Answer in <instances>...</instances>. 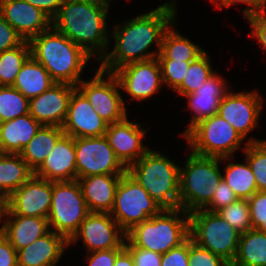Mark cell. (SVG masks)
I'll return each instance as SVG.
<instances>
[{"label": "cell", "mask_w": 266, "mask_h": 266, "mask_svg": "<svg viewBox=\"0 0 266 266\" xmlns=\"http://www.w3.org/2000/svg\"><path fill=\"white\" fill-rule=\"evenodd\" d=\"M175 4V0H170L148 13L114 26L110 35L115 44L101 59L99 68L113 73L126 64L156 58L160 53L165 31L176 20ZM153 44L157 47L155 52L149 51Z\"/></svg>", "instance_id": "1"}, {"label": "cell", "mask_w": 266, "mask_h": 266, "mask_svg": "<svg viewBox=\"0 0 266 266\" xmlns=\"http://www.w3.org/2000/svg\"><path fill=\"white\" fill-rule=\"evenodd\" d=\"M110 2L63 0L52 26L100 62L111 42L106 26Z\"/></svg>", "instance_id": "2"}, {"label": "cell", "mask_w": 266, "mask_h": 266, "mask_svg": "<svg viewBox=\"0 0 266 266\" xmlns=\"http://www.w3.org/2000/svg\"><path fill=\"white\" fill-rule=\"evenodd\" d=\"M31 56L49 72L56 83L76 86L89 56L53 26L30 41Z\"/></svg>", "instance_id": "3"}, {"label": "cell", "mask_w": 266, "mask_h": 266, "mask_svg": "<svg viewBox=\"0 0 266 266\" xmlns=\"http://www.w3.org/2000/svg\"><path fill=\"white\" fill-rule=\"evenodd\" d=\"M161 211L180 208V166L164 154L148 150L127 168Z\"/></svg>", "instance_id": "4"}, {"label": "cell", "mask_w": 266, "mask_h": 266, "mask_svg": "<svg viewBox=\"0 0 266 266\" xmlns=\"http://www.w3.org/2000/svg\"><path fill=\"white\" fill-rule=\"evenodd\" d=\"M221 158L201 156L191 151L180 167V208L187 213L204 209L222 180Z\"/></svg>", "instance_id": "5"}, {"label": "cell", "mask_w": 266, "mask_h": 266, "mask_svg": "<svg viewBox=\"0 0 266 266\" xmlns=\"http://www.w3.org/2000/svg\"><path fill=\"white\" fill-rule=\"evenodd\" d=\"M189 237V213L182 208L161 211L126 233V238L134 246L161 255L180 246Z\"/></svg>", "instance_id": "6"}, {"label": "cell", "mask_w": 266, "mask_h": 266, "mask_svg": "<svg viewBox=\"0 0 266 266\" xmlns=\"http://www.w3.org/2000/svg\"><path fill=\"white\" fill-rule=\"evenodd\" d=\"M189 233L190 238L198 246L232 264L241 233L216 212L201 209L189 213Z\"/></svg>", "instance_id": "7"}, {"label": "cell", "mask_w": 266, "mask_h": 266, "mask_svg": "<svg viewBox=\"0 0 266 266\" xmlns=\"http://www.w3.org/2000/svg\"><path fill=\"white\" fill-rule=\"evenodd\" d=\"M195 154L232 157L244 142L243 137L219 114L195 124L184 136Z\"/></svg>", "instance_id": "8"}, {"label": "cell", "mask_w": 266, "mask_h": 266, "mask_svg": "<svg viewBox=\"0 0 266 266\" xmlns=\"http://www.w3.org/2000/svg\"><path fill=\"white\" fill-rule=\"evenodd\" d=\"M90 213L77 180L53 182L48 222L50 230L68 241Z\"/></svg>", "instance_id": "9"}, {"label": "cell", "mask_w": 266, "mask_h": 266, "mask_svg": "<svg viewBox=\"0 0 266 266\" xmlns=\"http://www.w3.org/2000/svg\"><path fill=\"white\" fill-rule=\"evenodd\" d=\"M154 199L127 171L121 176L110 215L120 228L129 232L135 225L159 214Z\"/></svg>", "instance_id": "10"}, {"label": "cell", "mask_w": 266, "mask_h": 266, "mask_svg": "<svg viewBox=\"0 0 266 266\" xmlns=\"http://www.w3.org/2000/svg\"><path fill=\"white\" fill-rule=\"evenodd\" d=\"M94 71L96 73L93 78L88 81L81 80L76 88L87 98L97 114L108 125L122 121L128 115L116 76L99 67Z\"/></svg>", "instance_id": "11"}, {"label": "cell", "mask_w": 266, "mask_h": 266, "mask_svg": "<svg viewBox=\"0 0 266 266\" xmlns=\"http://www.w3.org/2000/svg\"><path fill=\"white\" fill-rule=\"evenodd\" d=\"M77 179L92 175H123L127 168L115 156L105 135L75 138Z\"/></svg>", "instance_id": "12"}, {"label": "cell", "mask_w": 266, "mask_h": 266, "mask_svg": "<svg viewBox=\"0 0 266 266\" xmlns=\"http://www.w3.org/2000/svg\"><path fill=\"white\" fill-rule=\"evenodd\" d=\"M53 182L33 174L6 200L3 215L48 218Z\"/></svg>", "instance_id": "13"}, {"label": "cell", "mask_w": 266, "mask_h": 266, "mask_svg": "<svg viewBox=\"0 0 266 266\" xmlns=\"http://www.w3.org/2000/svg\"><path fill=\"white\" fill-rule=\"evenodd\" d=\"M125 238L126 233L110 213L90 212L80 224L78 231L69 240V246L81 239L88 253L123 249Z\"/></svg>", "instance_id": "14"}, {"label": "cell", "mask_w": 266, "mask_h": 266, "mask_svg": "<svg viewBox=\"0 0 266 266\" xmlns=\"http://www.w3.org/2000/svg\"><path fill=\"white\" fill-rule=\"evenodd\" d=\"M263 101L257 90L239 93L228 91L220 100L218 114L245 140L258 127Z\"/></svg>", "instance_id": "15"}, {"label": "cell", "mask_w": 266, "mask_h": 266, "mask_svg": "<svg viewBox=\"0 0 266 266\" xmlns=\"http://www.w3.org/2000/svg\"><path fill=\"white\" fill-rule=\"evenodd\" d=\"M113 74L120 88L136 101L151 98L164 85L157 58L126 64Z\"/></svg>", "instance_id": "16"}, {"label": "cell", "mask_w": 266, "mask_h": 266, "mask_svg": "<svg viewBox=\"0 0 266 266\" xmlns=\"http://www.w3.org/2000/svg\"><path fill=\"white\" fill-rule=\"evenodd\" d=\"M107 127L108 124L76 88L71 94L67 117L62 126L64 134L73 138L98 137L105 135Z\"/></svg>", "instance_id": "17"}, {"label": "cell", "mask_w": 266, "mask_h": 266, "mask_svg": "<svg viewBox=\"0 0 266 266\" xmlns=\"http://www.w3.org/2000/svg\"><path fill=\"white\" fill-rule=\"evenodd\" d=\"M146 129L140 123H133L128 117L108 125L105 136L115 156L128 168L138 161L149 149L143 144Z\"/></svg>", "instance_id": "18"}, {"label": "cell", "mask_w": 266, "mask_h": 266, "mask_svg": "<svg viewBox=\"0 0 266 266\" xmlns=\"http://www.w3.org/2000/svg\"><path fill=\"white\" fill-rule=\"evenodd\" d=\"M0 15L24 41H30L52 26V19L25 0H0Z\"/></svg>", "instance_id": "19"}, {"label": "cell", "mask_w": 266, "mask_h": 266, "mask_svg": "<svg viewBox=\"0 0 266 266\" xmlns=\"http://www.w3.org/2000/svg\"><path fill=\"white\" fill-rule=\"evenodd\" d=\"M76 86L56 83L41 95L29 99V114L41 125L62 127Z\"/></svg>", "instance_id": "20"}, {"label": "cell", "mask_w": 266, "mask_h": 266, "mask_svg": "<svg viewBox=\"0 0 266 266\" xmlns=\"http://www.w3.org/2000/svg\"><path fill=\"white\" fill-rule=\"evenodd\" d=\"M34 174L51 182L77 180L75 138L64 134Z\"/></svg>", "instance_id": "21"}, {"label": "cell", "mask_w": 266, "mask_h": 266, "mask_svg": "<svg viewBox=\"0 0 266 266\" xmlns=\"http://www.w3.org/2000/svg\"><path fill=\"white\" fill-rule=\"evenodd\" d=\"M228 88L225 79L214 73L195 92L183 96L187 99L188 108L192 111L193 116L182 136L199 121L218 114L220 100L229 91Z\"/></svg>", "instance_id": "22"}, {"label": "cell", "mask_w": 266, "mask_h": 266, "mask_svg": "<svg viewBox=\"0 0 266 266\" xmlns=\"http://www.w3.org/2000/svg\"><path fill=\"white\" fill-rule=\"evenodd\" d=\"M68 246L63 235L50 230L17 251L18 266H56Z\"/></svg>", "instance_id": "23"}, {"label": "cell", "mask_w": 266, "mask_h": 266, "mask_svg": "<svg viewBox=\"0 0 266 266\" xmlns=\"http://www.w3.org/2000/svg\"><path fill=\"white\" fill-rule=\"evenodd\" d=\"M121 176L100 174L77 179L90 212H111Z\"/></svg>", "instance_id": "24"}, {"label": "cell", "mask_w": 266, "mask_h": 266, "mask_svg": "<svg viewBox=\"0 0 266 266\" xmlns=\"http://www.w3.org/2000/svg\"><path fill=\"white\" fill-rule=\"evenodd\" d=\"M6 216V217H5ZM4 236L16 251L30 245L50 231L47 218L3 215Z\"/></svg>", "instance_id": "25"}, {"label": "cell", "mask_w": 266, "mask_h": 266, "mask_svg": "<svg viewBox=\"0 0 266 266\" xmlns=\"http://www.w3.org/2000/svg\"><path fill=\"white\" fill-rule=\"evenodd\" d=\"M41 126L29 113L0 123V152L20 154Z\"/></svg>", "instance_id": "26"}, {"label": "cell", "mask_w": 266, "mask_h": 266, "mask_svg": "<svg viewBox=\"0 0 266 266\" xmlns=\"http://www.w3.org/2000/svg\"><path fill=\"white\" fill-rule=\"evenodd\" d=\"M56 82L42 64L30 56L22 65L13 87L20 91L26 98L41 95L50 89Z\"/></svg>", "instance_id": "27"}, {"label": "cell", "mask_w": 266, "mask_h": 266, "mask_svg": "<svg viewBox=\"0 0 266 266\" xmlns=\"http://www.w3.org/2000/svg\"><path fill=\"white\" fill-rule=\"evenodd\" d=\"M34 171L20 154L0 152V196L6 200Z\"/></svg>", "instance_id": "28"}, {"label": "cell", "mask_w": 266, "mask_h": 266, "mask_svg": "<svg viewBox=\"0 0 266 266\" xmlns=\"http://www.w3.org/2000/svg\"><path fill=\"white\" fill-rule=\"evenodd\" d=\"M63 135L62 127L42 125L20 155L28 166L35 171L48 157L57 141Z\"/></svg>", "instance_id": "29"}, {"label": "cell", "mask_w": 266, "mask_h": 266, "mask_svg": "<svg viewBox=\"0 0 266 266\" xmlns=\"http://www.w3.org/2000/svg\"><path fill=\"white\" fill-rule=\"evenodd\" d=\"M176 21L165 31L161 50L157 59H172L179 61H195L205 50L200 48L195 42L190 41L188 37L181 35L174 30Z\"/></svg>", "instance_id": "30"}, {"label": "cell", "mask_w": 266, "mask_h": 266, "mask_svg": "<svg viewBox=\"0 0 266 266\" xmlns=\"http://www.w3.org/2000/svg\"><path fill=\"white\" fill-rule=\"evenodd\" d=\"M230 266H266V233L250 229L241 234L235 259Z\"/></svg>", "instance_id": "31"}, {"label": "cell", "mask_w": 266, "mask_h": 266, "mask_svg": "<svg viewBox=\"0 0 266 266\" xmlns=\"http://www.w3.org/2000/svg\"><path fill=\"white\" fill-rule=\"evenodd\" d=\"M233 157H223L221 161L225 162L224 174H222V179L227 183L232 189L238 199H249L258 190L255 182L254 174L252 173L251 167L245 160L243 163H227L229 159Z\"/></svg>", "instance_id": "32"}, {"label": "cell", "mask_w": 266, "mask_h": 266, "mask_svg": "<svg viewBox=\"0 0 266 266\" xmlns=\"http://www.w3.org/2000/svg\"><path fill=\"white\" fill-rule=\"evenodd\" d=\"M31 56L29 41L0 53V86H13L22 65Z\"/></svg>", "instance_id": "33"}, {"label": "cell", "mask_w": 266, "mask_h": 266, "mask_svg": "<svg viewBox=\"0 0 266 266\" xmlns=\"http://www.w3.org/2000/svg\"><path fill=\"white\" fill-rule=\"evenodd\" d=\"M245 143L242 150L254 174L257 190L266 191V140L253 137Z\"/></svg>", "instance_id": "34"}, {"label": "cell", "mask_w": 266, "mask_h": 266, "mask_svg": "<svg viewBox=\"0 0 266 266\" xmlns=\"http://www.w3.org/2000/svg\"><path fill=\"white\" fill-rule=\"evenodd\" d=\"M214 73L210 56L205 51L200 57L190 63L182 84L175 91L181 96L193 93Z\"/></svg>", "instance_id": "35"}, {"label": "cell", "mask_w": 266, "mask_h": 266, "mask_svg": "<svg viewBox=\"0 0 266 266\" xmlns=\"http://www.w3.org/2000/svg\"><path fill=\"white\" fill-rule=\"evenodd\" d=\"M28 113V98L13 86H0V123Z\"/></svg>", "instance_id": "36"}, {"label": "cell", "mask_w": 266, "mask_h": 266, "mask_svg": "<svg viewBox=\"0 0 266 266\" xmlns=\"http://www.w3.org/2000/svg\"><path fill=\"white\" fill-rule=\"evenodd\" d=\"M216 213L241 234L252 229L247 199H238Z\"/></svg>", "instance_id": "37"}, {"label": "cell", "mask_w": 266, "mask_h": 266, "mask_svg": "<svg viewBox=\"0 0 266 266\" xmlns=\"http://www.w3.org/2000/svg\"><path fill=\"white\" fill-rule=\"evenodd\" d=\"M161 68L163 84L173 91L182 84L192 61H179L172 59H157Z\"/></svg>", "instance_id": "38"}, {"label": "cell", "mask_w": 266, "mask_h": 266, "mask_svg": "<svg viewBox=\"0 0 266 266\" xmlns=\"http://www.w3.org/2000/svg\"><path fill=\"white\" fill-rule=\"evenodd\" d=\"M189 266H230L223 258L198 246L189 237Z\"/></svg>", "instance_id": "39"}, {"label": "cell", "mask_w": 266, "mask_h": 266, "mask_svg": "<svg viewBox=\"0 0 266 266\" xmlns=\"http://www.w3.org/2000/svg\"><path fill=\"white\" fill-rule=\"evenodd\" d=\"M252 229L266 233V191H257L248 199Z\"/></svg>", "instance_id": "40"}, {"label": "cell", "mask_w": 266, "mask_h": 266, "mask_svg": "<svg viewBox=\"0 0 266 266\" xmlns=\"http://www.w3.org/2000/svg\"><path fill=\"white\" fill-rule=\"evenodd\" d=\"M124 247L130 252L135 266H161V254L134 246L127 238Z\"/></svg>", "instance_id": "41"}, {"label": "cell", "mask_w": 266, "mask_h": 266, "mask_svg": "<svg viewBox=\"0 0 266 266\" xmlns=\"http://www.w3.org/2000/svg\"><path fill=\"white\" fill-rule=\"evenodd\" d=\"M238 198L230 186L222 179L210 203L204 208L208 212H217L220 209L237 201Z\"/></svg>", "instance_id": "42"}, {"label": "cell", "mask_w": 266, "mask_h": 266, "mask_svg": "<svg viewBox=\"0 0 266 266\" xmlns=\"http://www.w3.org/2000/svg\"><path fill=\"white\" fill-rule=\"evenodd\" d=\"M24 42L17 31L0 15V53L16 48Z\"/></svg>", "instance_id": "43"}, {"label": "cell", "mask_w": 266, "mask_h": 266, "mask_svg": "<svg viewBox=\"0 0 266 266\" xmlns=\"http://www.w3.org/2000/svg\"><path fill=\"white\" fill-rule=\"evenodd\" d=\"M189 238L180 246L161 255V266H189Z\"/></svg>", "instance_id": "44"}, {"label": "cell", "mask_w": 266, "mask_h": 266, "mask_svg": "<svg viewBox=\"0 0 266 266\" xmlns=\"http://www.w3.org/2000/svg\"><path fill=\"white\" fill-rule=\"evenodd\" d=\"M122 249L100 250L88 253V266H114L116 255Z\"/></svg>", "instance_id": "45"}, {"label": "cell", "mask_w": 266, "mask_h": 266, "mask_svg": "<svg viewBox=\"0 0 266 266\" xmlns=\"http://www.w3.org/2000/svg\"><path fill=\"white\" fill-rule=\"evenodd\" d=\"M0 266H18L17 251L5 236L0 239Z\"/></svg>", "instance_id": "46"}, {"label": "cell", "mask_w": 266, "mask_h": 266, "mask_svg": "<svg viewBox=\"0 0 266 266\" xmlns=\"http://www.w3.org/2000/svg\"><path fill=\"white\" fill-rule=\"evenodd\" d=\"M211 2L216 3L217 7L228 8L231 5L235 4H246V8L243 10L244 18L254 16L259 9L260 0H210Z\"/></svg>", "instance_id": "47"}, {"label": "cell", "mask_w": 266, "mask_h": 266, "mask_svg": "<svg viewBox=\"0 0 266 266\" xmlns=\"http://www.w3.org/2000/svg\"><path fill=\"white\" fill-rule=\"evenodd\" d=\"M246 19L252 27V31L248 35L255 37L264 51H266V23L258 20L255 16H250Z\"/></svg>", "instance_id": "48"}, {"label": "cell", "mask_w": 266, "mask_h": 266, "mask_svg": "<svg viewBox=\"0 0 266 266\" xmlns=\"http://www.w3.org/2000/svg\"><path fill=\"white\" fill-rule=\"evenodd\" d=\"M36 8L41 9L51 19H53L59 12L63 0H25Z\"/></svg>", "instance_id": "49"}, {"label": "cell", "mask_w": 266, "mask_h": 266, "mask_svg": "<svg viewBox=\"0 0 266 266\" xmlns=\"http://www.w3.org/2000/svg\"><path fill=\"white\" fill-rule=\"evenodd\" d=\"M114 266H135L130 252L125 247L116 255Z\"/></svg>", "instance_id": "50"}, {"label": "cell", "mask_w": 266, "mask_h": 266, "mask_svg": "<svg viewBox=\"0 0 266 266\" xmlns=\"http://www.w3.org/2000/svg\"><path fill=\"white\" fill-rule=\"evenodd\" d=\"M258 20L266 23V0H260V6L254 15Z\"/></svg>", "instance_id": "51"}, {"label": "cell", "mask_w": 266, "mask_h": 266, "mask_svg": "<svg viewBox=\"0 0 266 266\" xmlns=\"http://www.w3.org/2000/svg\"><path fill=\"white\" fill-rule=\"evenodd\" d=\"M4 208H5V200L0 196V222H3Z\"/></svg>", "instance_id": "52"}, {"label": "cell", "mask_w": 266, "mask_h": 266, "mask_svg": "<svg viewBox=\"0 0 266 266\" xmlns=\"http://www.w3.org/2000/svg\"><path fill=\"white\" fill-rule=\"evenodd\" d=\"M4 236V225L0 227V239Z\"/></svg>", "instance_id": "53"}]
</instances>
